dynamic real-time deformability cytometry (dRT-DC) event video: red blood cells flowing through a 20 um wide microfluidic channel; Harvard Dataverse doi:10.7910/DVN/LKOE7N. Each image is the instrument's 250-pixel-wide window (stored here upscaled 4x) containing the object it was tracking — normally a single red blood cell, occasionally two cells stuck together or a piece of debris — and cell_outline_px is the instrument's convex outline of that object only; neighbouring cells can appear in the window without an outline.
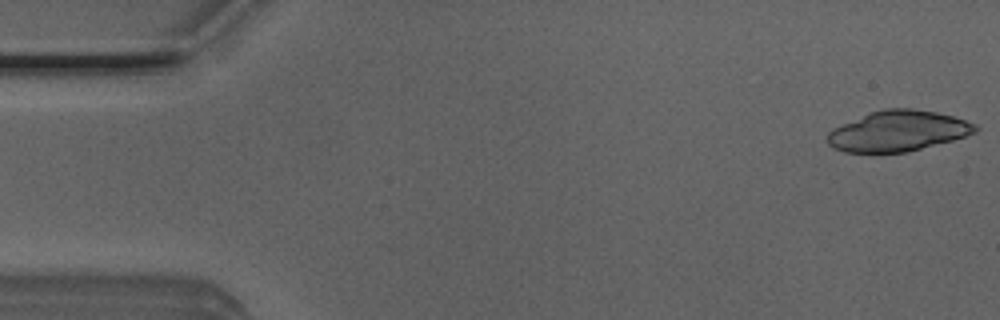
{"species": "Egyptian fruit bat (a non-hibernating species)", "species_latin": "Rousettus aegyptiacus", "temperature_condition": "room temperature", "stored_images_in_passage": 12, "camera_frame_rate_fps": 3000, "um_per_image_px": 0.085, "animal": {"sex": "male"}, "frame": {"image": 1, "passage_image": 1, "time_ms": 0.0, "image_size_px": [1000, 320], "cell_outline_px": [[980, 128], [976, 132], [952, 140], [908, 152], [844, 152], [832, 148], [824, 140], [828, 132], [832, 128], [868, 112], [884, 108], [912, 108], [936, 112], [952, 116], [976, 124]], "centroid_in_image_um": [76.27, 11.13], "position_along_channel_um": 8.7, "area_um2": 35.2}}